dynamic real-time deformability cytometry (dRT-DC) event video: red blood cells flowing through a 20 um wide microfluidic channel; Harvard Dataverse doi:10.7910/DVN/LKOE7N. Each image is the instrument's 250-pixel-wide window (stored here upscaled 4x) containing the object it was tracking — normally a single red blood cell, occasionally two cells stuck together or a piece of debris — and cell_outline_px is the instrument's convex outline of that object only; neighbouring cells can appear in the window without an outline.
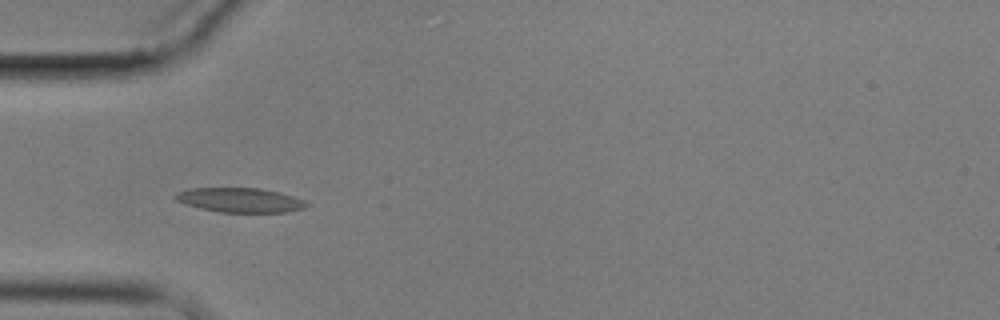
{"species": "common noctule bat (a hibernating species)", "species_latin": "Nyctalus noctula", "temperature_condition": "cold", "stored_images_in_passage": 2, "camera_frame_rate_fps": 3000, "um_per_image_px": 0.085, "animal": {"sex": "male", "body_mass_g": 17.9}, "frame": {"image": 1, "passage_image": 1, "time_ms": 0.0, "image_size_px": [1000, 320], "cell_outline_px": [[308, 204], [304, 208], [284, 212], [220, 212], [200, 208], [184, 204], [176, 200], [172, 196], [176, 192], [188, 188], [260, 188], [280, 192], [304, 200]], "centroid_in_image_um": [20.34, 17.0], "position_along_channel_um": 64.7, "area_um2": 18.73}}
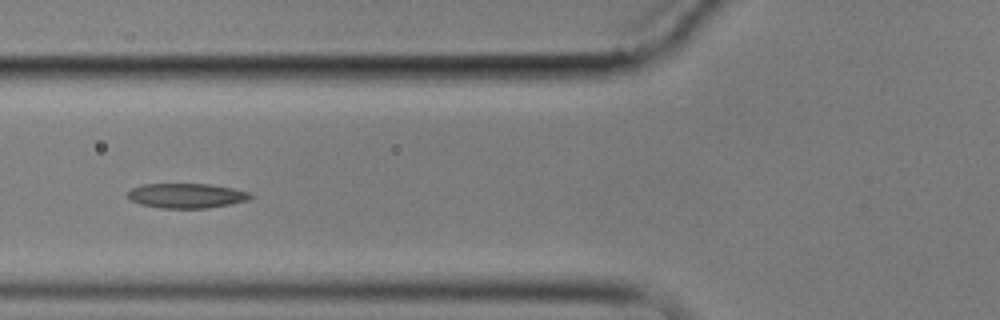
{"frame": {"image": 2, "passage_image": 2, "time_ms": 1.333, "image_size_px": [1000, 320], "cell_outline_px": [[252, 196], [248, 200], [232, 204], [208, 208], [160, 208], [140, 204], [128, 200], [128, 192], [132, 188], [140, 184], [208, 184], [232, 188], [252, 192]], "centroid_in_image_um": [15.85, 16.63], "position_along_channel_um": 110.0, "area_um2": 17.86}}